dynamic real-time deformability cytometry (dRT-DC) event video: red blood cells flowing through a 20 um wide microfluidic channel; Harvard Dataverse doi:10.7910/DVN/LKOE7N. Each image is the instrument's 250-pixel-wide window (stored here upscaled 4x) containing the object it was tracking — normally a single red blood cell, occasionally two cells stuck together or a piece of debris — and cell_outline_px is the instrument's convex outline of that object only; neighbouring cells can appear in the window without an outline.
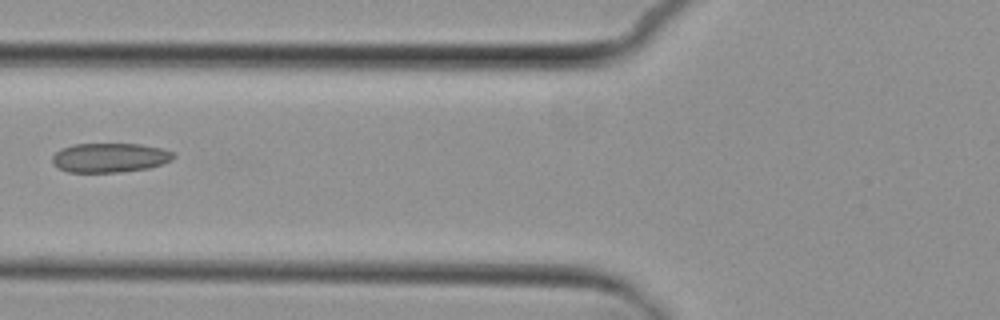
{"species": "common noctule bat (a hibernating species)", "species_latin": "Nyctalus noctula", "temperature_condition": "cold", "stored_images_in_passage": 8, "camera_frame_rate_fps": 3000, "um_per_image_px": 0.085, "animal": {"sex": "female", "body_mass_g": 29.2, "forearm_length_mm": 56.3}, "frame": {"image": 1, "passage_image": 7, "time_ms": 7.0, "image_size_px": [1000, 320], "cell_outline_px": [[176, 156], [172, 160], [148, 168], [116, 172], [68, 172], [52, 164], [52, 156], [60, 148], [72, 144], [140, 144], [160, 148], [172, 152]], "centroid_in_image_um": [9.3, 13.39], "position_along_channel_um": 116.5, "area_um2": 20.63}}
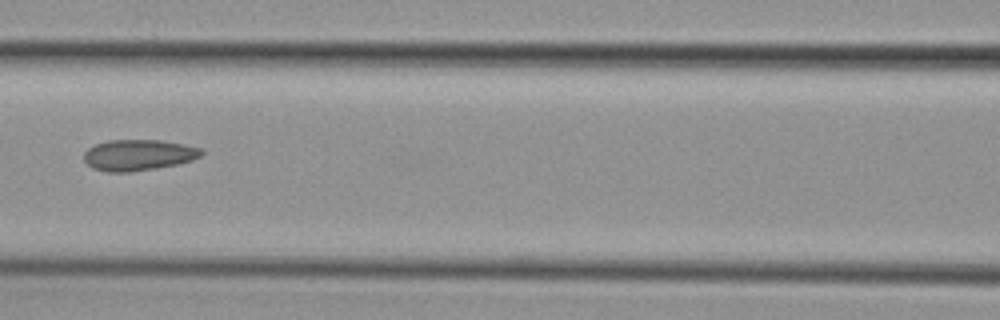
{"frame": {"image": 2, "passage_image": 8, "time_ms": 8.0, "image_size_px": [1000, 320], "cell_outline_px": [[204, 152], [200, 156], [192, 160], [180, 164], [132, 172], [104, 172], [92, 168], [84, 160], [84, 152], [88, 148], [96, 144], [108, 140], [160, 140], [204, 148]], "centroid_in_image_um": [11.77, 13.18], "position_along_channel_um": 154.8, "area_um2": 21.44}}